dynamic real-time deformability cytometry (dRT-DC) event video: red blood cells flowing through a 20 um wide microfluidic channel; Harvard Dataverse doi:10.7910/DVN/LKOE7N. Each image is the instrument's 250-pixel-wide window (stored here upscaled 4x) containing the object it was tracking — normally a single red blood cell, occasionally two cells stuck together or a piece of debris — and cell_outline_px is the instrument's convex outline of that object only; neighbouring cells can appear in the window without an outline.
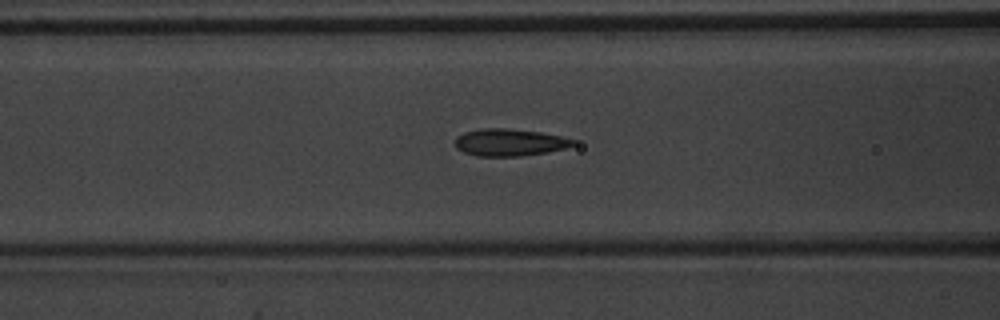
{"species": "common noctule bat (a hibernating species)", "species_latin": "Nyctalus noctula", "temperature_condition": "warm", "stored_images_in_passage": 39, "camera_frame_rate_fps": 3000, "um_per_image_px": 0.085, "animal": {"sex": "male", "body_mass_g": 20.1, "forearm_length_mm": 53.5}, "frame": {"image": 1, "passage_image": 9, "time_ms": 2.667, "image_size_px": [1000, 320], "cell_outline_px": [[576, 144], [564, 148], [548, 152], [520, 156], [476, 156], [464, 152], [456, 148], [456, 136], [464, 132], [480, 128], [508, 128], [540, 132], [560, 136], [576, 140]], "centroid_in_image_um": [43.3, 12.1], "position_along_channel_um": 123.3, "area_um2": 18.73}}
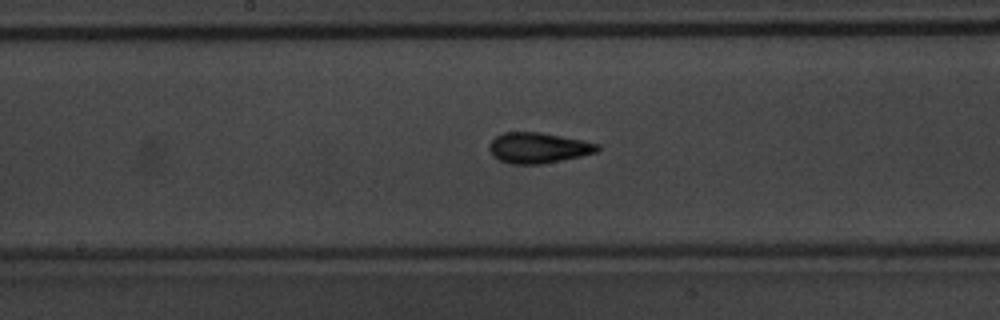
{"frame": {"image": 2, "passage_image": 15, "time_ms": 4.667, "image_size_px": [1000, 320], "cell_outline_px": [[600, 148], [596, 152], [580, 156], [540, 164], [512, 164], [500, 160], [488, 148], [492, 140], [496, 136], [504, 132], [540, 132], [600, 144]], "centroid_in_image_um": [45.75, 12.56], "position_along_channel_um": 202.5, "area_um2": 18.9}}
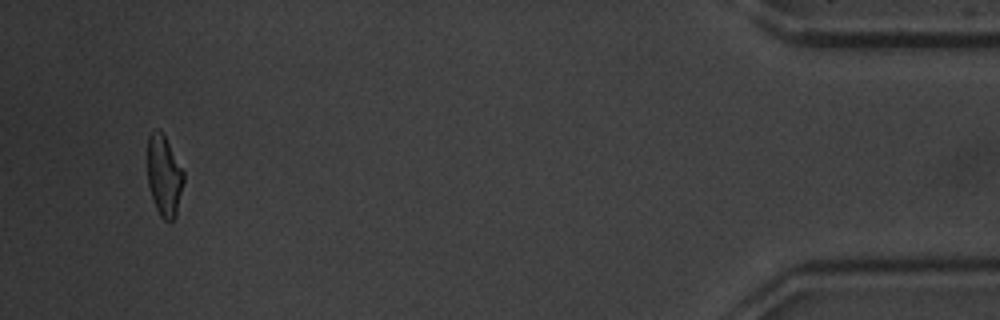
{"frame": {"image": 3, "passage_image": 37, "time_ms": 12.0, "image_size_px": [1000, 320], "cell_outline_px": [[184, 180], [176, 216], [172, 224], [164, 220], [160, 216], [156, 208], [148, 184], [148, 136], [156, 128], [160, 128], [164, 132], [184, 172]], "centroid_in_image_um": [13.96, 14.92], "position_along_channel_um": 421.2, "area_um2": 17.34}, "authors_computed_cell_mechanics": {"area_um2": 18.2648, "velocity_mm_per_s": 3.9484, "shape_relaxation_time_tau1_ms": 3.7867, "shape_relaxation_time_tau2_ms": 1.4428, "deformation_change_tau1": 0.1555, "deformation_change_tau2": 0.0925}}